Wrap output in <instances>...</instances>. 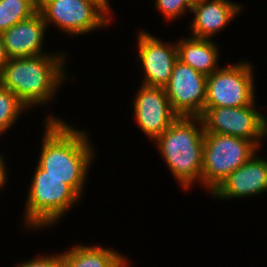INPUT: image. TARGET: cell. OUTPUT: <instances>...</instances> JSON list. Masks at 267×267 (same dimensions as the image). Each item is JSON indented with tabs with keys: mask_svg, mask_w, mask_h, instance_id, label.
I'll return each instance as SVG.
<instances>
[{
	"mask_svg": "<svg viewBox=\"0 0 267 267\" xmlns=\"http://www.w3.org/2000/svg\"><path fill=\"white\" fill-rule=\"evenodd\" d=\"M14 267H61V252L51 255H35V257L21 261Z\"/></svg>",
	"mask_w": 267,
	"mask_h": 267,
	"instance_id": "obj_20",
	"label": "cell"
},
{
	"mask_svg": "<svg viewBox=\"0 0 267 267\" xmlns=\"http://www.w3.org/2000/svg\"><path fill=\"white\" fill-rule=\"evenodd\" d=\"M4 154L0 153V162H5L4 160L6 159L5 157H3Z\"/></svg>",
	"mask_w": 267,
	"mask_h": 267,
	"instance_id": "obj_24",
	"label": "cell"
},
{
	"mask_svg": "<svg viewBox=\"0 0 267 267\" xmlns=\"http://www.w3.org/2000/svg\"><path fill=\"white\" fill-rule=\"evenodd\" d=\"M176 41L178 60L190 65L196 71L211 75L221 66L219 57H221L219 45L213 39H203L195 37H181Z\"/></svg>",
	"mask_w": 267,
	"mask_h": 267,
	"instance_id": "obj_15",
	"label": "cell"
},
{
	"mask_svg": "<svg viewBox=\"0 0 267 267\" xmlns=\"http://www.w3.org/2000/svg\"><path fill=\"white\" fill-rule=\"evenodd\" d=\"M27 111L29 109L14 92L0 85V136L9 131Z\"/></svg>",
	"mask_w": 267,
	"mask_h": 267,
	"instance_id": "obj_18",
	"label": "cell"
},
{
	"mask_svg": "<svg viewBox=\"0 0 267 267\" xmlns=\"http://www.w3.org/2000/svg\"><path fill=\"white\" fill-rule=\"evenodd\" d=\"M133 98L132 118L152 142L179 117L173 111L163 87L141 85Z\"/></svg>",
	"mask_w": 267,
	"mask_h": 267,
	"instance_id": "obj_11",
	"label": "cell"
},
{
	"mask_svg": "<svg viewBox=\"0 0 267 267\" xmlns=\"http://www.w3.org/2000/svg\"><path fill=\"white\" fill-rule=\"evenodd\" d=\"M99 1L112 13L113 8H111L109 0H99Z\"/></svg>",
	"mask_w": 267,
	"mask_h": 267,
	"instance_id": "obj_23",
	"label": "cell"
},
{
	"mask_svg": "<svg viewBox=\"0 0 267 267\" xmlns=\"http://www.w3.org/2000/svg\"><path fill=\"white\" fill-rule=\"evenodd\" d=\"M41 125H44V134L36 164L45 170V175L63 180L82 197L89 168L96 156L89 134L50 112Z\"/></svg>",
	"mask_w": 267,
	"mask_h": 267,
	"instance_id": "obj_1",
	"label": "cell"
},
{
	"mask_svg": "<svg viewBox=\"0 0 267 267\" xmlns=\"http://www.w3.org/2000/svg\"><path fill=\"white\" fill-rule=\"evenodd\" d=\"M260 148L243 138L204 132L201 186L210 194L220 183L250 160Z\"/></svg>",
	"mask_w": 267,
	"mask_h": 267,
	"instance_id": "obj_5",
	"label": "cell"
},
{
	"mask_svg": "<svg viewBox=\"0 0 267 267\" xmlns=\"http://www.w3.org/2000/svg\"><path fill=\"white\" fill-rule=\"evenodd\" d=\"M256 105L254 101L245 107H204L200 116L204 132L250 140L261 149L267 136V116Z\"/></svg>",
	"mask_w": 267,
	"mask_h": 267,
	"instance_id": "obj_8",
	"label": "cell"
},
{
	"mask_svg": "<svg viewBox=\"0 0 267 267\" xmlns=\"http://www.w3.org/2000/svg\"><path fill=\"white\" fill-rule=\"evenodd\" d=\"M127 258L101 245L75 244L61 252V267H120Z\"/></svg>",
	"mask_w": 267,
	"mask_h": 267,
	"instance_id": "obj_16",
	"label": "cell"
},
{
	"mask_svg": "<svg viewBox=\"0 0 267 267\" xmlns=\"http://www.w3.org/2000/svg\"><path fill=\"white\" fill-rule=\"evenodd\" d=\"M38 11V0H0V34Z\"/></svg>",
	"mask_w": 267,
	"mask_h": 267,
	"instance_id": "obj_17",
	"label": "cell"
},
{
	"mask_svg": "<svg viewBox=\"0 0 267 267\" xmlns=\"http://www.w3.org/2000/svg\"><path fill=\"white\" fill-rule=\"evenodd\" d=\"M129 265H130V261L126 260V261L124 262V267H130Z\"/></svg>",
	"mask_w": 267,
	"mask_h": 267,
	"instance_id": "obj_25",
	"label": "cell"
},
{
	"mask_svg": "<svg viewBox=\"0 0 267 267\" xmlns=\"http://www.w3.org/2000/svg\"><path fill=\"white\" fill-rule=\"evenodd\" d=\"M35 168L27 190L23 227L39 231L58 224L83 197L63 180L45 175L38 164Z\"/></svg>",
	"mask_w": 267,
	"mask_h": 267,
	"instance_id": "obj_4",
	"label": "cell"
},
{
	"mask_svg": "<svg viewBox=\"0 0 267 267\" xmlns=\"http://www.w3.org/2000/svg\"><path fill=\"white\" fill-rule=\"evenodd\" d=\"M267 192V155L258 152L228 175L210 194L212 198L232 200Z\"/></svg>",
	"mask_w": 267,
	"mask_h": 267,
	"instance_id": "obj_12",
	"label": "cell"
},
{
	"mask_svg": "<svg viewBox=\"0 0 267 267\" xmlns=\"http://www.w3.org/2000/svg\"><path fill=\"white\" fill-rule=\"evenodd\" d=\"M47 26L39 11L1 33L8 58L44 55ZM45 50V51H44Z\"/></svg>",
	"mask_w": 267,
	"mask_h": 267,
	"instance_id": "obj_14",
	"label": "cell"
},
{
	"mask_svg": "<svg viewBox=\"0 0 267 267\" xmlns=\"http://www.w3.org/2000/svg\"><path fill=\"white\" fill-rule=\"evenodd\" d=\"M154 143L180 188L188 191L201 184L204 127L200 117L179 116Z\"/></svg>",
	"mask_w": 267,
	"mask_h": 267,
	"instance_id": "obj_3",
	"label": "cell"
},
{
	"mask_svg": "<svg viewBox=\"0 0 267 267\" xmlns=\"http://www.w3.org/2000/svg\"><path fill=\"white\" fill-rule=\"evenodd\" d=\"M60 52L10 58L0 72V85L14 92L29 110L45 107L68 78V55Z\"/></svg>",
	"mask_w": 267,
	"mask_h": 267,
	"instance_id": "obj_2",
	"label": "cell"
},
{
	"mask_svg": "<svg viewBox=\"0 0 267 267\" xmlns=\"http://www.w3.org/2000/svg\"><path fill=\"white\" fill-rule=\"evenodd\" d=\"M242 10L240 3L231 0H202L192 3L191 14L194 16L189 25L191 37L212 39L239 16Z\"/></svg>",
	"mask_w": 267,
	"mask_h": 267,
	"instance_id": "obj_13",
	"label": "cell"
},
{
	"mask_svg": "<svg viewBox=\"0 0 267 267\" xmlns=\"http://www.w3.org/2000/svg\"><path fill=\"white\" fill-rule=\"evenodd\" d=\"M137 35V57L144 73L140 85L165 87L170 80L175 62L178 60L176 42L162 41L148 31Z\"/></svg>",
	"mask_w": 267,
	"mask_h": 267,
	"instance_id": "obj_10",
	"label": "cell"
},
{
	"mask_svg": "<svg viewBox=\"0 0 267 267\" xmlns=\"http://www.w3.org/2000/svg\"><path fill=\"white\" fill-rule=\"evenodd\" d=\"M198 1H202V0H191L192 3L198 2Z\"/></svg>",
	"mask_w": 267,
	"mask_h": 267,
	"instance_id": "obj_26",
	"label": "cell"
},
{
	"mask_svg": "<svg viewBox=\"0 0 267 267\" xmlns=\"http://www.w3.org/2000/svg\"><path fill=\"white\" fill-rule=\"evenodd\" d=\"M8 60H9V58L6 54L5 45L3 43V39H2V36L0 34V72Z\"/></svg>",
	"mask_w": 267,
	"mask_h": 267,
	"instance_id": "obj_22",
	"label": "cell"
},
{
	"mask_svg": "<svg viewBox=\"0 0 267 267\" xmlns=\"http://www.w3.org/2000/svg\"><path fill=\"white\" fill-rule=\"evenodd\" d=\"M6 165V162H0V190H2V188H5V184L8 182V169L6 168Z\"/></svg>",
	"mask_w": 267,
	"mask_h": 267,
	"instance_id": "obj_21",
	"label": "cell"
},
{
	"mask_svg": "<svg viewBox=\"0 0 267 267\" xmlns=\"http://www.w3.org/2000/svg\"><path fill=\"white\" fill-rule=\"evenodd\" d=\"M155 9L164 16L166 22L174 21L181 18L184 14L191 13V0H155ZM188 12V13H186Z\"/></svg>",
	"mask_w": 267,
	"mask_h": 267,
	"instance_id": "obj_19",
	"label": "cell"
},
{
	"mask_svg": "<svg viewBox=\"0 0 267 267\" xmlns=\"http://www.w3.org/2000/svg\"><path fill=\"white\" fill-rule=\"evenodd\" d=\"M252 63L247 60L221 66L207 76L204 107H245L256 101Z\"/></svg>",
	"mask_w": 267,
	"mask_h": 267,
	"instance_id": "obj_7",
	"label": "cell"
},
{
	"mask_svg": "<svg viewBox=\"0 0 267 267\" xmlns=\"http://www.w3.org/2000/svg\"><path fill=\"white\" fill-rule=\"evenodd\" d=\"M38 11L47 28L52 24L66 36L90 34L113 21V13L99 0H38Z\"/></svg>",
	"mask_w": 267,
	"mask_h": 267,
	"instance_id": "obj_6",
	"label": "cell"
},
{
	"mask_svg": "<svg viewBox=\"0 0 267 267\" xmlns=\"http://www.w3.org/2000/svg\"><path fill=\"white\" fill-rule=\"evenodd\" d=\"M207 76L177 60L169 83L164 87L178 116L200 117L206 101Z\"/></svg>",
	"mask_w": 267,
	"mask_h": 267,
	"instance_id": "obj_9",
	"label": "cell"
}]
</instances>
